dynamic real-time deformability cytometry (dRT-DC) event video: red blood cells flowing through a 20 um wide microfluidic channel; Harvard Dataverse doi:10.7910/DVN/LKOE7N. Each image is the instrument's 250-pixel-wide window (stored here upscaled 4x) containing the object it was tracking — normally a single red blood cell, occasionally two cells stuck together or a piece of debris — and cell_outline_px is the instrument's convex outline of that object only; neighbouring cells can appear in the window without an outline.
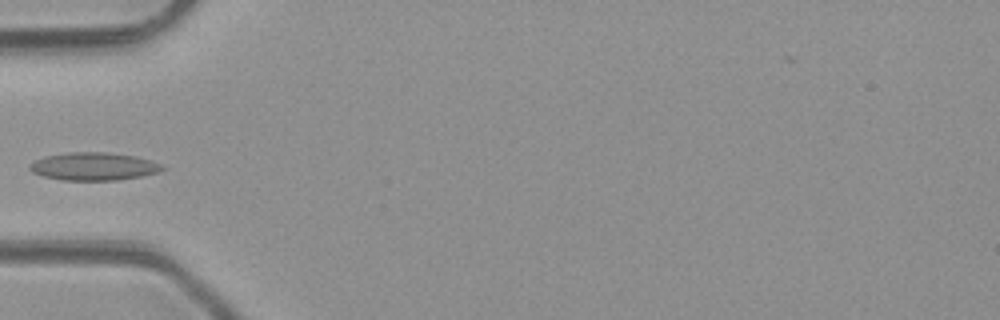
{"species": "common noctule bat (a hibernating species)", "species_latin": "Nyctalus noctula", "temperature_condition": "room temperature", "stored_images_in_passage": 4, "camera_frame_rate_fps": 3000, "um_per_image_px": 0.085, "animal": {"sex": "male", "body_mass_g": 23.1, "forearm_length_mm": 52.7}, "frame": {"image": 1, "passage_image": 4, "time_ms": 4.333, "image_size_px": [1000, 320], "cell_outline_px": [[164, 168], [160, 172], [140, 176], [116, 180], [60, 180], [44, 176], [32, 172], [28, 168], [28, 164], [44, 156], [68, 152], [108, 152], [136, 156], [160, 164]], "centroid_in_image_um": [7.92, 14.14], "position_along_channel_um": 77.1, "area_um2": 21.5}}